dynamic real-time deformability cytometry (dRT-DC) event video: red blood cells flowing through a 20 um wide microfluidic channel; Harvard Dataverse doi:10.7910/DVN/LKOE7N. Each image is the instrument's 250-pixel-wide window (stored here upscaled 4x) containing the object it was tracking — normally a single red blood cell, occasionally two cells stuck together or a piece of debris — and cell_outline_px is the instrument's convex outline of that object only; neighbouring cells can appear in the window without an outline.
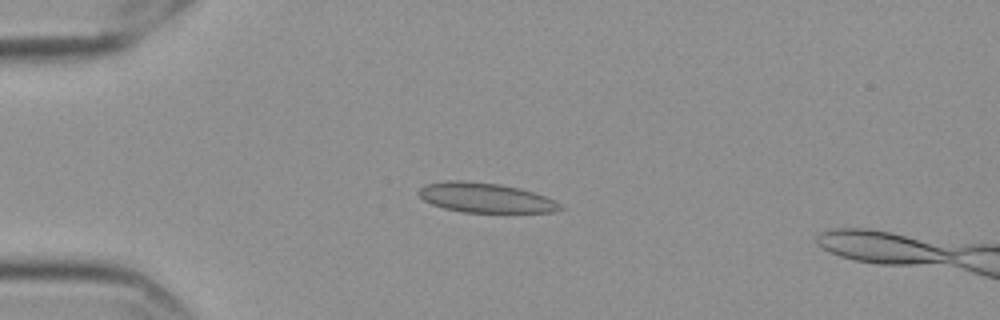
{"species": "Egyptian fruit bat (a non-hibernating species)", "species_latin": "Rousettus aegyptiacus", "temperature_condition": "cold", "stored_images_in_passage": 57, "camera_frame_rate_fps": 3000, "um_per_image_px": 0.085, "frame": {"image": 1, "passage_image": 15, "time_ms": 4.667, "image_size_px": [1000, 320], "cell_outline_px": [[564, 208], [552, 212], [464, 212], [444, 208], [432, 204], [424, 200], [416, 192], [424, 184], [444, 180], [464, 180], [500, 184], [520, 188], [556, 200]], "centroid_in_image_um": [41.23, 16.79], "position_along_channel_um": 43.8, "area_um2": 24.57}}
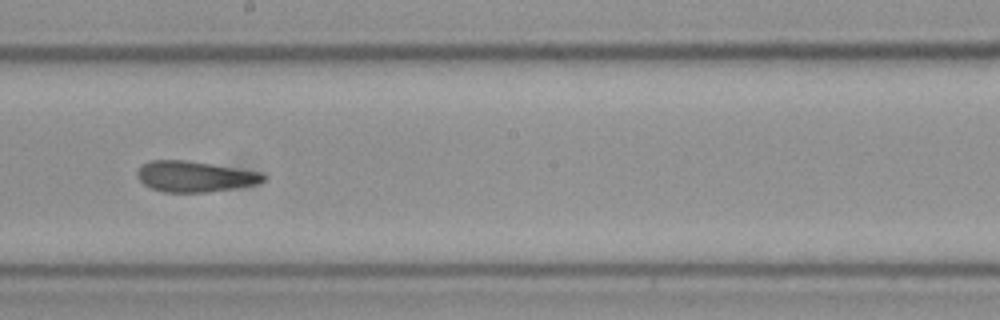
{"frame": {"image": 2, "passage_image": 33, "time_ms": 10.667, "image_size_px": [1000, 320], "cell_outline_px": [[268, 176], [264, 180], [252, 184], [208, 192], [164, 192], [152, 188], [144, 184], [136, 176], [136, 172], [140, 164], [152, 160], [188, 160], [264, 172]], "centroid_in_image_um": [16.53, 14.98], "position_along_channel_um": 231.7, "area_um2": 22.66}}
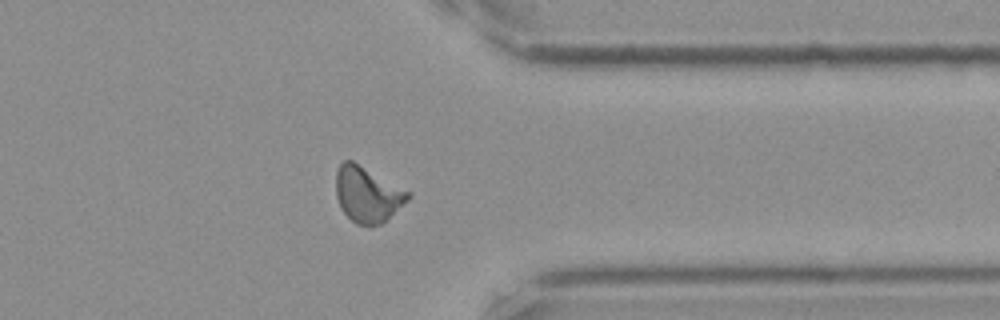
{"frame": {"image": 3, "passage_image": 46, "time_ms": 15.0, "image_size_px": [1000, 320], "cell_outline_px": [[412, 196], [408, 200], [380, 224], [372, 228], [356, 224], [344, 212], [336, 196], [336, 172], [340, 164], [344, 160], [352, 160], [412, 192]], "centroid_in_image_um": [31.25, 16.52], "position_along_channel_um": 380.2, "area_um2": 23.41}}